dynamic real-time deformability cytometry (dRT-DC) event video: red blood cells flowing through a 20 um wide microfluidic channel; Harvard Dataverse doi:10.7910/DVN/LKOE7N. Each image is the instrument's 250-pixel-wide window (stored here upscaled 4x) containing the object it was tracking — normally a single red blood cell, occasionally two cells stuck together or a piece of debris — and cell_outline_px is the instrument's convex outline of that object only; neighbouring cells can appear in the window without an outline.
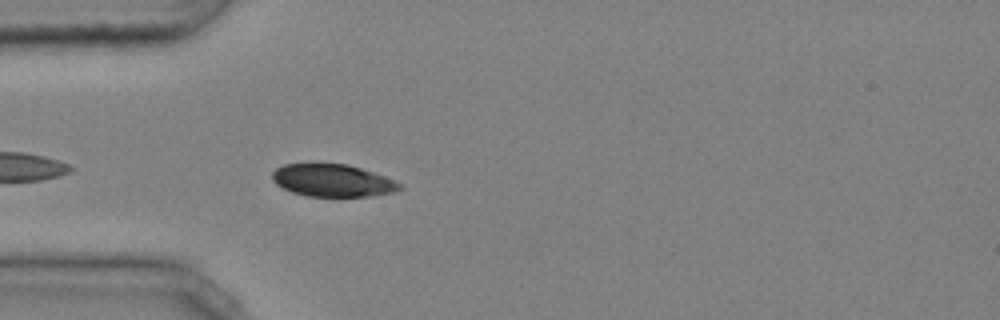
{"species": "common noctule bat (a hibernating species)", "species_latin": "Nyctalus noctula", "temperature_condition": "cold", "stored_images_in_passage": 12, "camera_frame_rate_fps": 3000, "um_per_image_px": 0.085, "animal": {"sex": "male", "body_mass_g": 20.4}, "frame": {"image": 1, "passage_image": 3, "time_ms": 0.667, "image_size_px": [1000, 320], "cell_outline_px": [[404, 188], [396, 192], [372, 196], [308, 196], [292, 192], [276, 184], [272, 180], [272, 172], [276, 168], [284, 164], [348, 164], [384, 176], [400, 184]], "centroid_in_image_um": [28.27, 15.35], "position_along_channel_um": 56.7, "area_um2": 23.93}}
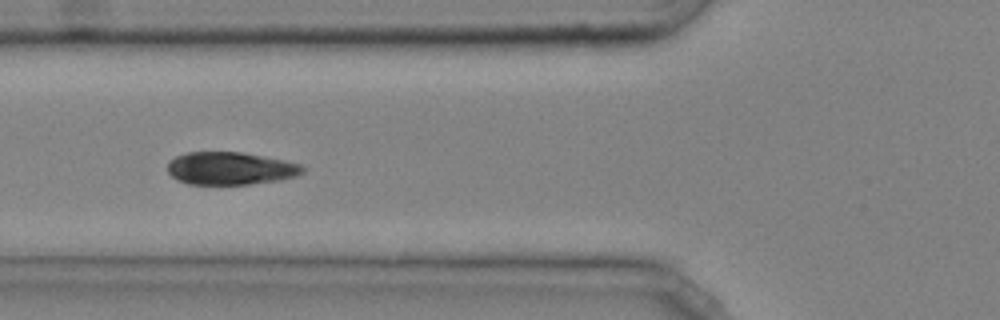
{"frame": {"image": 2, "passage_image": 7, "time_ms": 2.0, "image_size_px": [1000, 320], "cell_outline_px": [[304, 172], [296, 176], [280, 180], [248, 184], [188, 184], [176, 180], [168, 172], [168, 160], [176, 156], [188, 152], [244, 152], [304, 164]], "centroid_in_image_um": [19.59, 14.31], "position_along_channel_um": 106.2, "area_um2": 25.95}}